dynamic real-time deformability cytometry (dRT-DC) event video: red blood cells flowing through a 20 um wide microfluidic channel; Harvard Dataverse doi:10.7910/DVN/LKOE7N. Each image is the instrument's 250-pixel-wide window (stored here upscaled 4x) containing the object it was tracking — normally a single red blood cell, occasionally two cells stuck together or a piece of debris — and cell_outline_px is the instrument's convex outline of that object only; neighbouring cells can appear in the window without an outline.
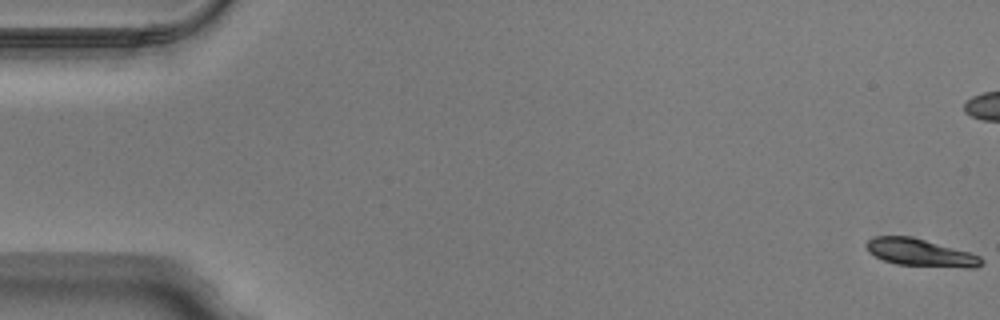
{"species": "Egyptian fruit bat (a non-hibernating species)", "species_latin": "Rousettus aegyptiacus", "temperature_condition": "warm", "stored_images_in_passage": 52, "camera_frame_rate_fps": 3000, "um_per_image_px": 0.085, "animal": {"sex": "male"}, "frame": {"image": 1, "passage_image": 1, "time_ms": 0.0, "image_size_px": [1000, 320], "cell_outline_px": [[984, 264], [976, 268], [964, 268], [896, 264], [884, 260], [868, 252], [864, 244], [872, 236], [912, 236], [968, 252], [980, 256], [984, 260]], "centroid_in_image_um": [78.24, 21.47], "position_along_channel_um": 6.8, "area_um2": 18.5}}
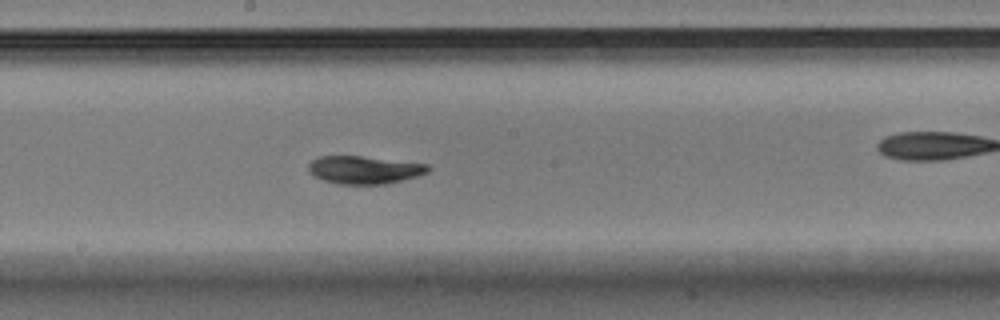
{"frame": {"image": 2, "passage_image": 28, "time_ms": 9.0, "image_size_px": [1000, 320], "cell_outline_px": [[432, 168], [428, 172], [416, 176], [384, 184], [336, 184], [312, 176], [308, 172], [308, 164], [312, 160], [320, 156], [360, 156], [428, 164]], "centroid_in_image_um": [30.92, 14.44], "position_along_channel_um": 217.3, "area_um2": 19.36}}
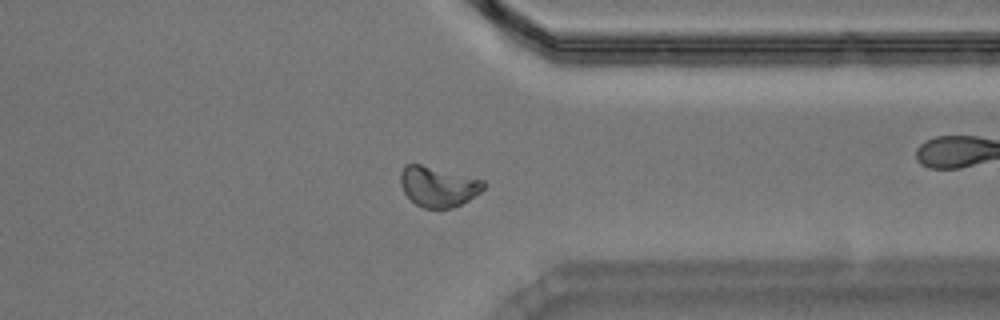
{"frame": {"image": 3, "passage_image": 40, "time_ms": 13.0, "image_size_px": [1000, 320], "cell_outline_px": [[488, 184], [480, 192], [468, 200], [452, 208], [424, 208], [416, 204], [404, 192], [400, 184], [400, 172], [404, 164], [420, 164], [484, 180]], "centroid_in_image_um": [37.24, 15.85], "position_along_channel_um": 374.2, "area_um2": 19.42}, "authors_computed_cell_mechanics": {"area_um2": 19.2763, "velocity_mm_per_s": 3.9924, "shape_relaxation_time_tau1_ms": 3.6632, "shape_relaxation_time_tau2_ms": 1.9447, "deformation_change_tau1": 0.1393, "deformation_change_tau2": 0.0603}}